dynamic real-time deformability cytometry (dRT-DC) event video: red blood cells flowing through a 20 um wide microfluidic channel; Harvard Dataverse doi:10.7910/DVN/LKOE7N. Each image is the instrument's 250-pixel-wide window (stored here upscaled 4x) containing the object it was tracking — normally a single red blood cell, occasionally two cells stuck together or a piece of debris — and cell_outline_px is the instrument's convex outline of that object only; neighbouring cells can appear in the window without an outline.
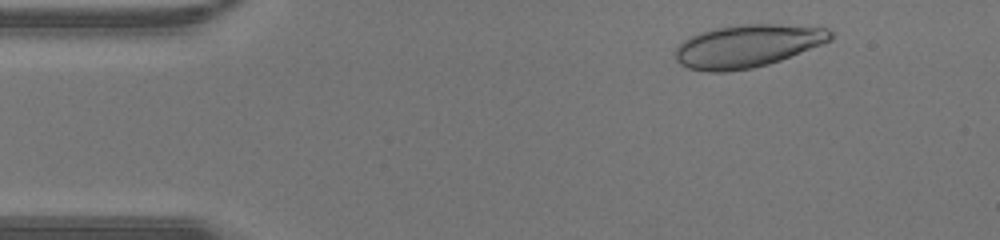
{"species": "human", "species_latin": "Homo sapiens", "temperature_condition": "warm", "stored_images_in_passage": 40, "camera_frame_rate_fps": 3000, "um_per_image_px": 0.085, "donor": {"sex": "male"}, "frame": {"image": 1, "passage_image": 3, "time_ms": 0.667, "image_size_px": [1000, 240], "cell_outline_px": [[832, 40], [780, 60], [768, 64], [752, 68], [724, 72], [708, 72], [688, 68], [680, 64], [676, 60], [676, 48], [684, 40], [700, 32], [712, 28], [740, 24], [776, 24], [828, 28], [832, 32]], "centroid_in_image_um": [63.51, 3.91], "position_along_channel_um": 21.5, "area_um2": 38.55}}
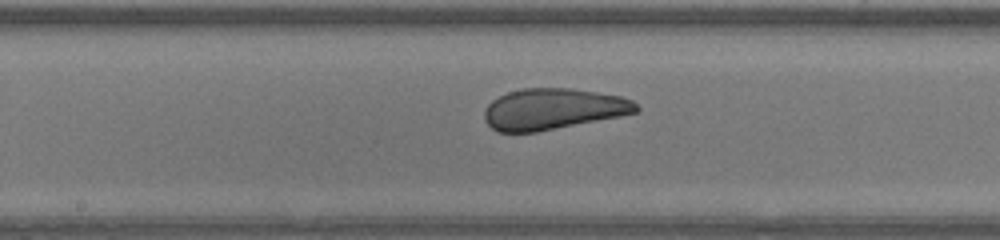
{"frame": {"image": 2, "passage_image": 19, "time_ms": 6.0, "image_size_px": [1000, 240], "cell_outline_px": [[640, 108], [636, 112], [620, 116], [536, 132], [496, 132], [484, 120], [484, 112], [488, 104], [492, 100], [508, 92], [524, 88], [568, 88], [596, 92], [620, 96], [632, 100]], "centroid_in_image_um": [46.98, 9.27], "position_along_channel_um": 201.2, "area_um2": 36.13}}
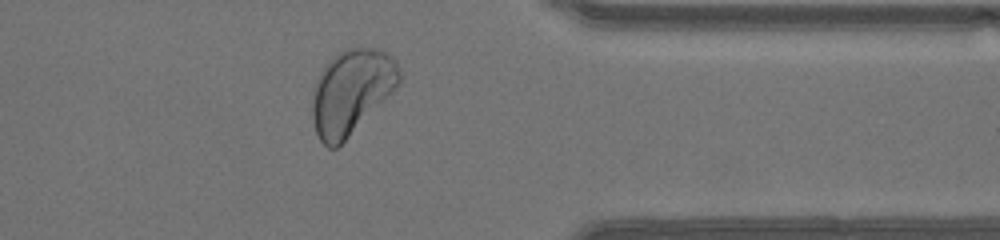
{"frame": {"image": 3, "passage_image": 31, "time_ms": 10.0, "image_size_px": [1000, 240], "cell_outline_px": [[400, 84], [336, 148], [328, 148], [320, 140], [316, 132], [312, 120], [312, 100], [316, 84], [324, 64], [332, 56], [348, 48], [376, 48], [384, 52], [396, 60], [400, 72]], "centroid_in_image_um": [29.86, 7.78], "position_along_channel_um": 381.5, "area_um2": 42.31}}